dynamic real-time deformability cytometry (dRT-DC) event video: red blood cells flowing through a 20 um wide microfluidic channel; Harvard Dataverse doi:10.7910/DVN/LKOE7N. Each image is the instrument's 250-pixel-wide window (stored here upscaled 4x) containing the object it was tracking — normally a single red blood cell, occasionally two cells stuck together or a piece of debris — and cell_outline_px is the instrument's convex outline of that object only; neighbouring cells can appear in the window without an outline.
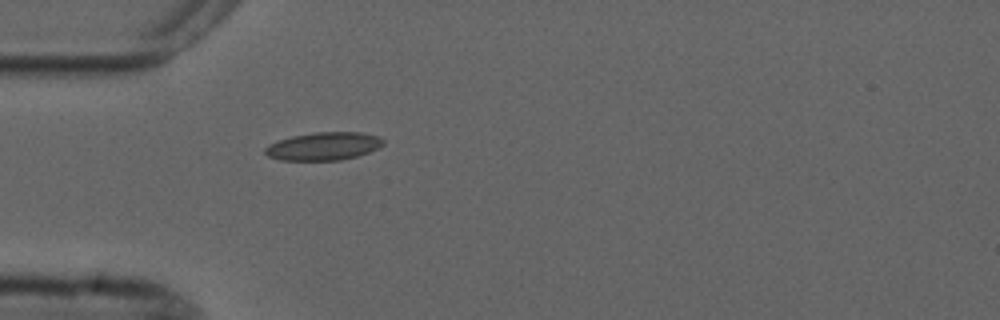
{"species": "common noctule bat (a hibernating species)", "species_latin": "Nyctalus noctula", "temperature_condition": "cold", "stored_images_in_passage": 1, "camera_frame_rate_fps": 3000, "um_per_image_px": 0.085, "animal": {"sex": "male", "forearm_length_mm": 52.5}, "frame": {"image": 1, "passage_image": 1, "time_ms": 0.0, "image_size_px": [1000, 320], "cell_outline_px": [[384, 144], [380, 148], [356, 156], [340, 160], [280, 160], [268, 156], [264, 152], [264, 148], [268, 144], [292, 136], [312, 132], [360, 132], [380, 136], [384, 140]], "centroid_in_image_um": [27.52, 12.42], "position_along_channel_um": 57.5, "area_um2": 19.36}}